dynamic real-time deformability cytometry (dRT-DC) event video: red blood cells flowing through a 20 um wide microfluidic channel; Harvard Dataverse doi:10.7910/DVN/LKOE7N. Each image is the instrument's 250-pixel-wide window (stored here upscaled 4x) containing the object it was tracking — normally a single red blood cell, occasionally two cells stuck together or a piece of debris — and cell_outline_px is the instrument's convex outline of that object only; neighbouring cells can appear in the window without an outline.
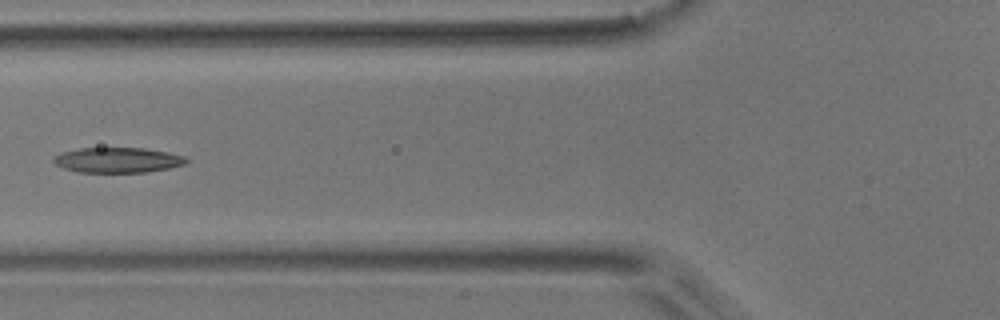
{"species": "common noctule bat (a hibernating species)", "species_latin": "Nyctalus noctula", "temperature_condition": "room temperature", "stored_images_in_passage": 6, "camera_frame_rate_fps": 3000, "um_per_image_px": 0.085, "animal": {"sex": "male", "body_mass_g": 17.9}, "frame": {"image": 1, "passage_image": 6, "time_ms": 1.667, "image_size_px": [1000, 320], "cell_outline_px": [[188, 160], [184, 164], [168, 168], [144, 172], [76, 172], [64, 168], [56, 164], [52, 160], [56, 156], [64, 152], [80, 148], [144, 148], [168, 152], [184, 156]], "centroid_in_image_um": [10.01, 13.6], "position_along_channel_um": 115.8, "area_um2": 19.25}}